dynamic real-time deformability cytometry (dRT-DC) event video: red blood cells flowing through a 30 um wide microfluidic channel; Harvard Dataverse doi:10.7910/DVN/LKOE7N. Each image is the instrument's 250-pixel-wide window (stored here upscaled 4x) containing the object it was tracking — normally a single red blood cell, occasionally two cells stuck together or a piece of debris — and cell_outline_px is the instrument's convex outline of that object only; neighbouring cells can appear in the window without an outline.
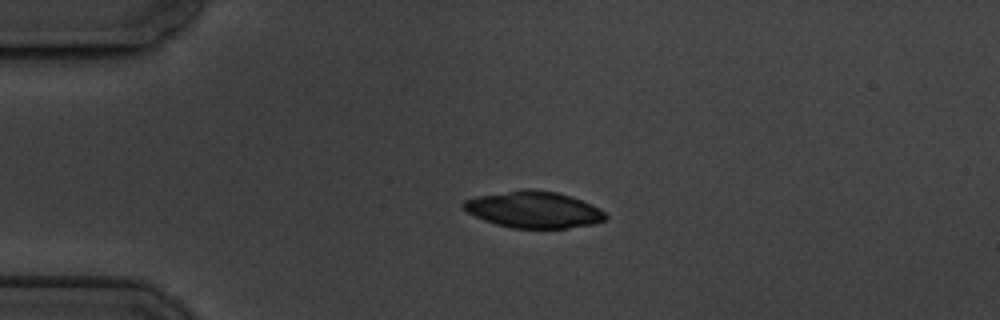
{"species": "common noctule bat (a hibernating species)", "species_latin": "Nyctalus noctula", "temperature_condition": "cold", "stored_images_in_passage": 4, "camera_frame_rate_fps": 3000, "um_per_image_px": 0.085, "animal": {"sex": "male", "body_mass_g": 19.5, "forearm_length_mm": 54.6}, "frame": {"image": 1, "passage_image": 3, "time_ms": 3.333, "image_size_px": [1000, 320], "cell_outline_px": [[608, 216], [604, 220], [596, 224], [568, 228], [512, 228], [496, 224], [484, 220], [468, 212], [460, 204], [464, 200], [476, 196], [524, 188], [528, 188], [556, 192], [592, 204], [600, 208]], "centroid_in_image_um": [45.37, 17.82], "position_along_channel_um": 39.6, "area_um2": 30.35}}